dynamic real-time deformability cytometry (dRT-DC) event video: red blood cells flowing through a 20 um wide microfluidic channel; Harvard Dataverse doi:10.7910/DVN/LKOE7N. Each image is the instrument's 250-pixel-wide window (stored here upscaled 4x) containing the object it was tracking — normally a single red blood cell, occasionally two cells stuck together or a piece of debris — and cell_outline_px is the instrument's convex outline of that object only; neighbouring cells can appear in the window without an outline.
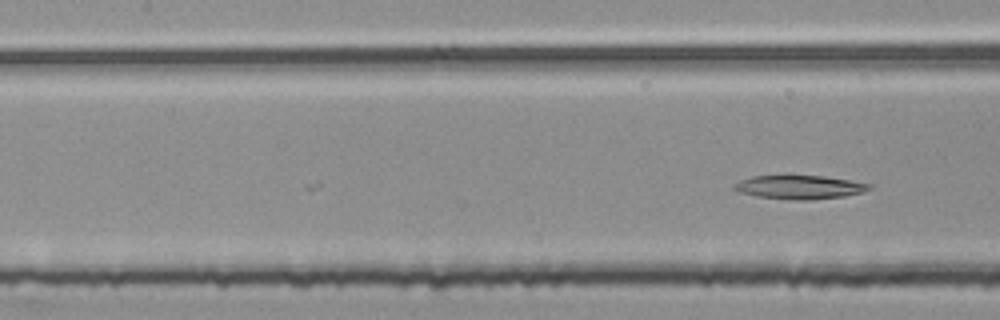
{"species": "common noctule bat (a hibernating species)", "species_latin": "Nyctalus noctula", "temperature_condition": "room temperature", "stored_images_in_passage": 21, "camera_frame_rate_fps": 3000, "um_per_image_px": 0.085, "animal": {"sex": "female", "body_mass_g": 25.1}, "frame": {"image": 1, "passage_image": 21, "time_ms": 6.667, "image_size_px": [1000, 320], "cell_outline_px": [[872, 188], [864, 192], [844, 196], [812, 200], [796, 200], [756, 196], [740, 192], [732, 188], [732, 184], [740, 180], [752, 176], [784, 172], [792, 172], [824, 176], [872, 184]], "centroid_in_image_um": [67.91, 15.85], "position_along_channel_um": 139.5, "area_um2": 19.77}}